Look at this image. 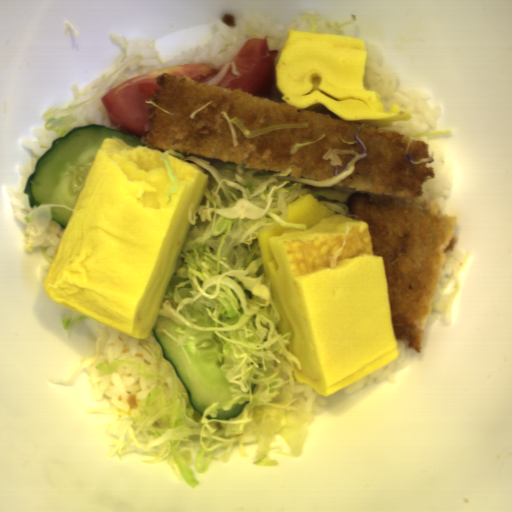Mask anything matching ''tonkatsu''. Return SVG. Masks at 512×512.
<instances>
[{
    "instance_id": "1",
    "label": "tonkatsu",
    "mask_w": 512,
    "mask_h": 512,
    "mask_svg": "<svg viewBox=\"0 0 512 512\" xmlns=\"http://www.w3.org/2000/svg\"><path fill=\"white\" fill-rule=\"evenodd\" d=\"M358 136L368 153L333 186L350 191L346 205L366 221L373 256L383 258L396 340L422 353L446 255L458 243V218L423 195L435 179L428 144L385 126L363 125Z\"/></svg>"
},
{
    "instance_id": "2",
    "label": "tonkatsu",
    "mask_w": 512,
    "mask_h": 512,
    "mask_svg": "<svg viewBox=\"0 0 512 512\" xmlns=\"http://www.w3.org/2000/svg\"><path fill=\"white\" fill-rule=\"evenodd\" d=\"M160 89L146 111L148 126L140 140L142 146L180 152L205 159L215 165H244L263 171L285 172L292 167L293 177L325 181L336 175L330 149L355 150L363 124L350 123L315 110H297L254 94L211 83L164 73L156 77ZM238 118L247 129L286 123H307V128H282L252 138H244L235 126L239 144L234 147L230 127L220 113Z\"/></svg>"
}]
</instances>
